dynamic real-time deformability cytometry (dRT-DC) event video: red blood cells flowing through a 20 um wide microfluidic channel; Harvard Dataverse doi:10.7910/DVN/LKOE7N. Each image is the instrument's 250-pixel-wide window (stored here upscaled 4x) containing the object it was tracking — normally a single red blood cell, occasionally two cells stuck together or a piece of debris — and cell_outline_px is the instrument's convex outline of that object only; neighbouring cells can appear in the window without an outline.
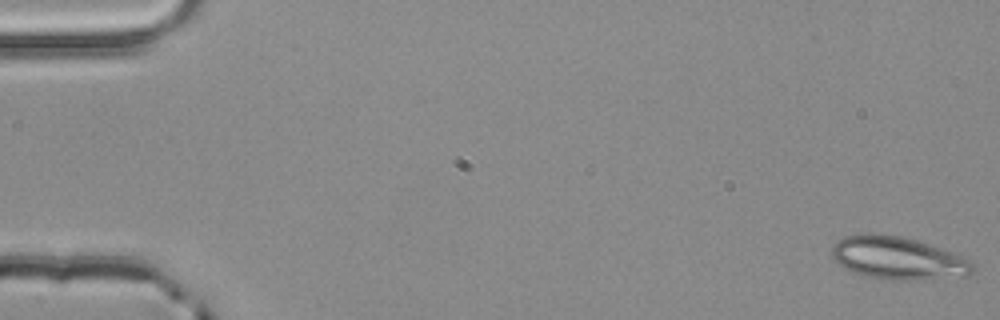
{"species": "common noctule bat (a hibernating species)", "species_latin": "Nyctalus noctula", "temperature_condition": "room temperature", "stored_images_in_passage": 4, "camera_frame_rate_fps": 3000, "um_per_image_px": 0.085, "animal": {"sex": "male", "body_mass_g": 20.4}, "frame": {"image": 1, "passage_image": 1, "time_ms": 0.0, "image_size_px": [1000, 320], "cell_outline_px": [[976, 268], [968, 276], [916, 280], [884, 280], [864, 276], [844, 268], [832, 256], [832, 244], [844, 236], [868, 232], [876, 232], [900, 236], [916, 240], [928, 244], [972, 260], [976, 264]], "centroid_in_image_um": [76.32, 21.94], "position_along_channel_um": 8.7, "area_um2": 35.55}}